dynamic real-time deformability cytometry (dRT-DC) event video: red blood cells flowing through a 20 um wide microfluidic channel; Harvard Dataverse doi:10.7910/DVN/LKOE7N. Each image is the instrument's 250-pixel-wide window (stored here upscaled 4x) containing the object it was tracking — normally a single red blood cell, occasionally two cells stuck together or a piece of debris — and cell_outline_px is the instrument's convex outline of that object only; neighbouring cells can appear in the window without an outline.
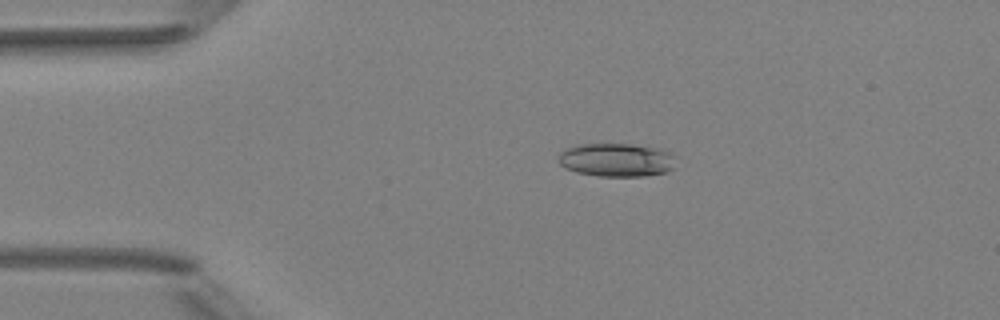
{"species": "Egyptian fruit bat (a non-hibernating species)", "species_latin": "Rousettus aegyptiacus", "temperature_condition": "room temperature", "stored_images_in_passage": 3, "camera_frame_rate_fps": 3000, "um_per_image_px": 0.085, "animal": {"sex": "female"}, "frame": {"image": 1, "passage_image": 2, "time_ms": 2.0, "image_size_px": [1000, 320], "cell_outline_px": [[676, 156], [672, 168], [664, 172], [644, 176], [600, 176], [576, 172], [564, 168], [556, 160], [556, 156], [564, 148], [580, 144], [632, 144], [660, 148], [672, 152]], "centroid_in_image_um": [52.36, 13.58], "position_along_channel_um": 32.6, "area_um2": 23.24}}